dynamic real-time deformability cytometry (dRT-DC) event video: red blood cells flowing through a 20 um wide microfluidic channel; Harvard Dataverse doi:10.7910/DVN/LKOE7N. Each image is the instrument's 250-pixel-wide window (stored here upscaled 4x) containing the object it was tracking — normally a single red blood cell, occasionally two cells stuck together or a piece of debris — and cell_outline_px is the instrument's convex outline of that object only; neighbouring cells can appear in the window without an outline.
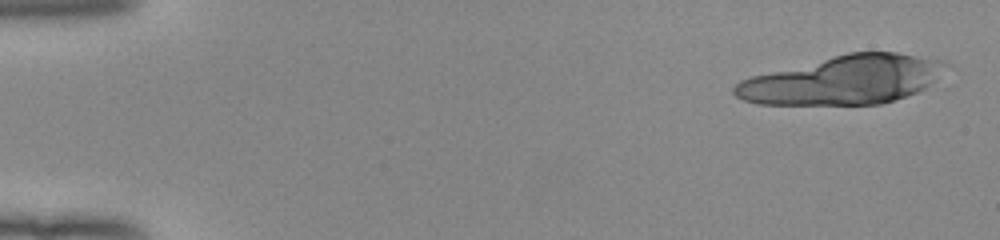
{"species": "human", "species_latin": "Homo sapiens", "temperature_condition": "room temperature", "stored_images_in_passage": 38, "camera_frame_rate_fps": 3000, "um_per_image_px": 0.085, "donor": {"sex": "female"}, "frame": {"image": 1, "passage_image": 1, "time_ms": 0.0, "image_size_px": [1000, 240], "cell_outline_px": [[948, 64], [924, 88], [916, 92], [880, 104], [756, 104], [744, 100], [736, 96], [732, 92], [732, 88], [740, 80], [752, 76], [848, 52], [896, 52], [944, 60]], "centroid_in_image_um": [71.63, 6.79], "position_along_channel_um": 13.4, "area_um2": 59.01}}